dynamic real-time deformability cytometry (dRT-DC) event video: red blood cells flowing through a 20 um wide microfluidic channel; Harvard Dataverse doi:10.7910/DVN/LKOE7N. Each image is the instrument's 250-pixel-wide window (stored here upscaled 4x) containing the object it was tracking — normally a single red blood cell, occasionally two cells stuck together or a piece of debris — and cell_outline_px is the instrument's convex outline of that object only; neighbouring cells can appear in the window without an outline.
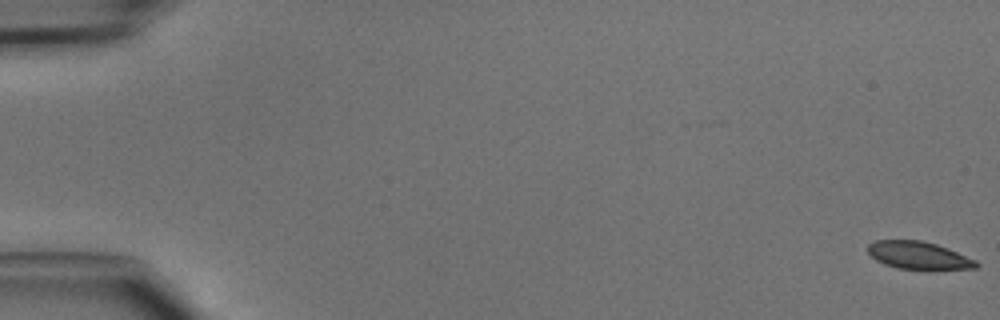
{"species": "common noctule bat (a hibernating species)", "species_latin": "Nyctalus noctula", "temperature_condition": "cold", "stored_images_in_passage": 48, "camera_frame_rate_fps": 3000, "um_per_image_px": 0.085, "animal": {"sex": "male", "body_mass_g": 15.6}, "frame": {"image": 1, "passage_image": 1, "time_ms": 0.0, "image_size_px": [1000, 320], "cell_outline_px": [[980, 264], [976, 268], [928, 272], [900, 268], [884, 264], [876, 260], [868, 252], [868, 244], [876, 240], [920, 240], [936, 244], [948, 248], [976, 260]], "centroid_in_image_um": [78.14, 21.75], "position_along_channel_um": 6.9, "area_um2": 18.09}}
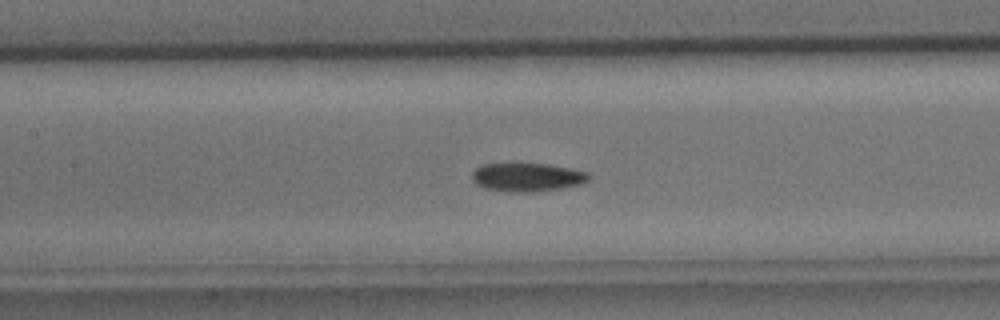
{"frame": {"image": 2, "passage_image": 23, "time_ms": 7.333, "image_size_px": [1000, 320], "cell_outline_px": [[588, 180], [584, 184], [564, 188], [532, 192], [508, 192], [484, 188], [476, 184], [472, 180], [472, 172], [480, 164], [520, 160], [548, 164], [588, 172]], "centroid_in_image_um": [44.75, 15.01], "position_along_channel_um": 162.6, "area_um2": 20.46}}
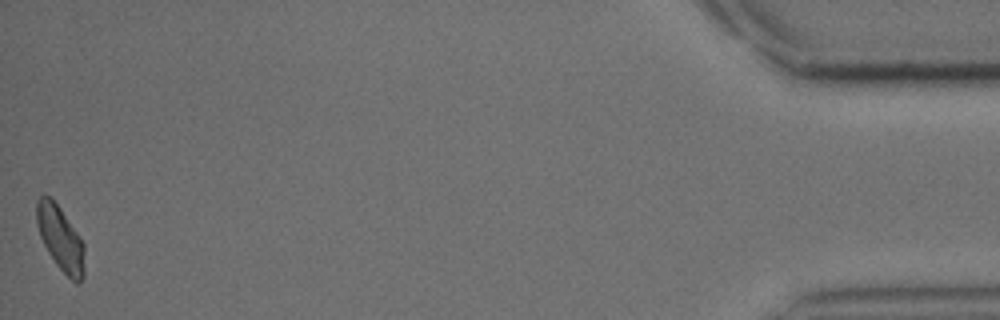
{"frame": {"image": 3, "passage_image": 48, "time_ms": 15.667, "image_size_px": [1000, 320], "cell_outline_px": [[84, 276], [76, 284], [56, 264], [48, 252], [40, 236], [36, 224], [36, 200], [44, 192], [60, 208], [84, 244]], "centroid_in_image_um": [5.11, 20.25], "position_along_channel_um": 430.1, "area_um2": 17.8}}